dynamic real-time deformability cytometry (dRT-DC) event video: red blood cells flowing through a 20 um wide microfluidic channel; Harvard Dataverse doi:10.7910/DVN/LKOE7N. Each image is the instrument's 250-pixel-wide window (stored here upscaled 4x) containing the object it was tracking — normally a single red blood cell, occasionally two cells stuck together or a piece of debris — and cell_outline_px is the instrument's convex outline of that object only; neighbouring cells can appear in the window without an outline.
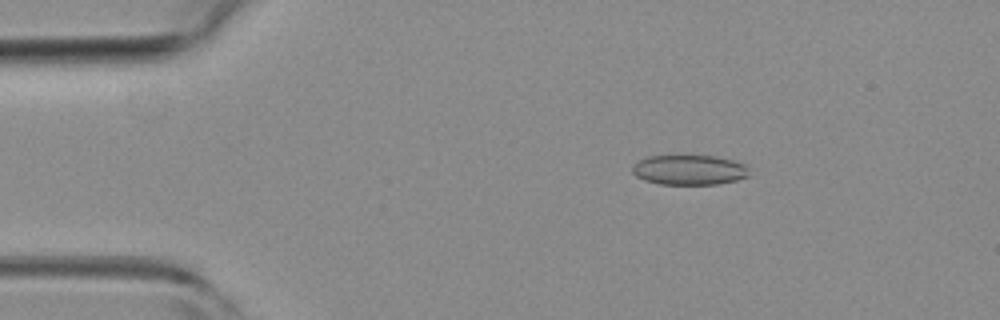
{"species": "common noctule bat (a hibernating species)", "species_latin": "Nyctalus noctula", "temperature_condition": "room temperature", "stored_images_in_passage": 47, "camera_frame_rate_fps": 3000, "um_per_image_px": 0.085, "animal": {"sex": "female", "body_mass_g": 19.3, "forearm_length_mm": 54.1}, "frame": {"image": 1, "passage_image": 7, "time_ms": 2.0, "image_size_px": [1000, 320], "cell_outline_px": [[748, 176], [736, 180], [716, 184], [660, 184], [644, 180], [636, 176], [632, 172], [632, 164], [636, 160], [648, 156], [716, 156], [732, 160], [744, 164], [748, 168]], "centroid_in_image_um": [58.54, 14.44], "position_along_channel_um": 26.5, "area_um2": 20.4}}
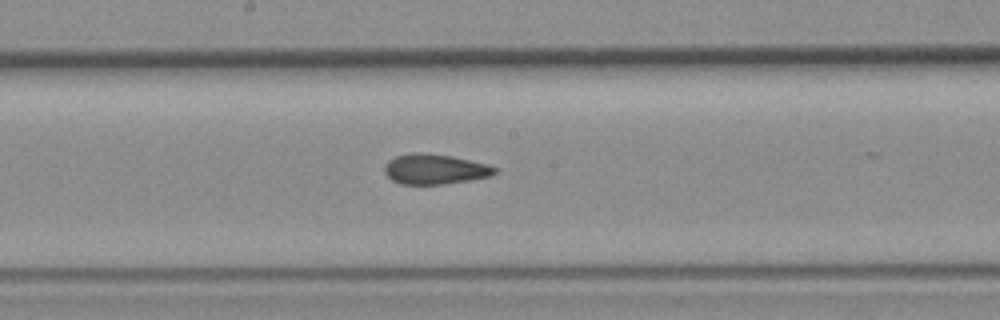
{"frame": {"image": 2, "passage_image": 24, "time_ms": 7.667, "image_size_px": [1000, 320], "cell_outline_px": [[496, 172], [492, 176], [444, 184], [400, 184], [392, 180], [384, 172], [384, 164], [388, 160], [396, 156], [416, 152], [424, 152], [452, 156], [488, 164], [496, 168]], "centroid_in_image_um": [36.94, 14.37], "position_along_channel_um": 211.3, "area_um2": 19.42}}
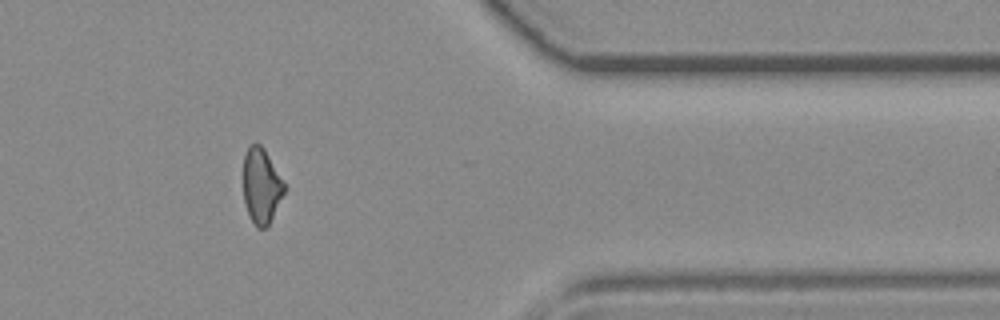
{"frame": {"image": 3, "passage_image": 38, "time_ms": 12.333, "image_size_px": [1000, 320], "cell_outline_px": [[288, 188], [268, 224], [264, 228], [256, 228], [248, 212], [244, 200], [244, 156], [248, 144], [260, 144], [264, 148]], "centroid_in_image_um": [22.24, 15.78], "position_along_channel_um": 389.2, "area_um2": 17.98}, "authors_computed_cell_mechanics": {"area_um2": 19.652, "velocity_mm_per_s": 4.3138, "shape_relaxation_time_tau1_ms": null, "shape_relaxation_time_tau2_ms": 1.8077, "deformation_change_tau1": null, "deformation_change_tau2": 0.0697}}